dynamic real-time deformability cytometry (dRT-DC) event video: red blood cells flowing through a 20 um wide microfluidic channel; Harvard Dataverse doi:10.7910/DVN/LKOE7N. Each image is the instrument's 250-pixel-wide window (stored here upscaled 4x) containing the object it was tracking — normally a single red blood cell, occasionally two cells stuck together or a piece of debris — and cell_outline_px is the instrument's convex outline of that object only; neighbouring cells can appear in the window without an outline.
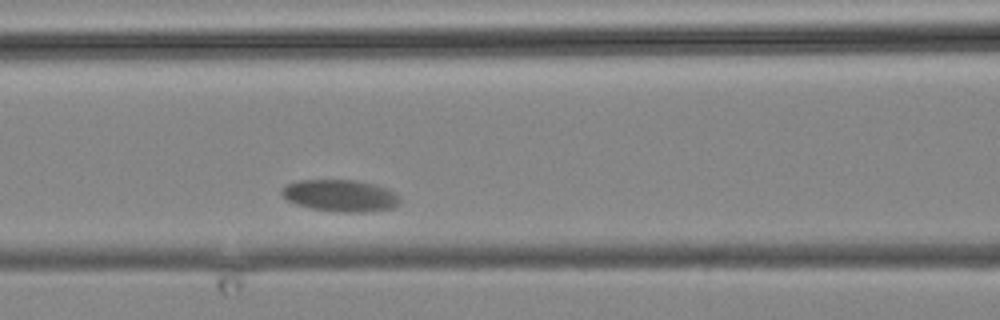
{"species": "common noctule bat (a hibernating species)", "species_latin": "Nyctalus noctula", "temperature_condition": "cold", "stored_images_in_passage": 6, "camera_frame_rate_fps": 3000, "um_per_image_px": 0.085, "animal": {"sex": "male", "body_mass_g": 19.2, "forearm_length_mm": 51.8}, "frame": {"image": 1, "passage_image": 6, "time_ms": 6.0, "image_size_px": [1000, 320], "cell_outline_px": [[400, 204], [392, 208], [368, 212], [340, 212], [312, 208], [296, 204], [288, 200], [280, 192], [280, 188], [284, 184], [296, 180], [356, 180], [388, 188], [396, 192], [400, 196]], "centroid_in_image_um": [28.94, 16.62], "position_along_channel_um": 137.7, "area_um2": 22.2}}